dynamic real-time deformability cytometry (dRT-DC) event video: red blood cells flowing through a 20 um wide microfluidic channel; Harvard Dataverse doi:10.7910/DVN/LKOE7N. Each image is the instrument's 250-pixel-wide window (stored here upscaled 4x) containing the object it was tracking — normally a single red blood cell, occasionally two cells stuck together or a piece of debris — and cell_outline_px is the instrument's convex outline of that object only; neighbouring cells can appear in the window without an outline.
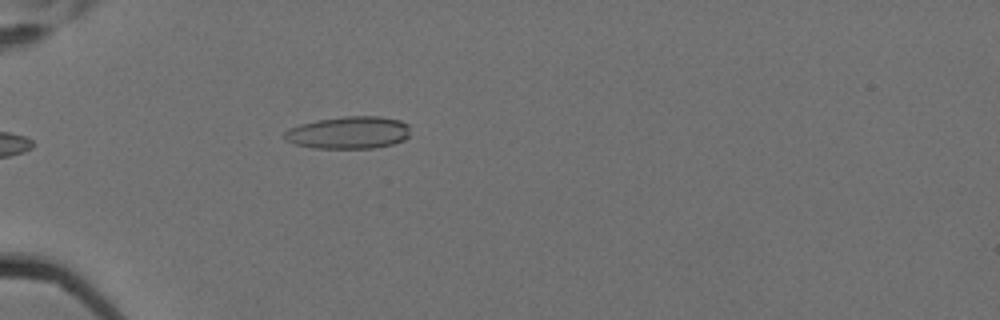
{"species": "Egyptian fruit bat (a non-hibernating species)", "species_latin": "Rousettus aegyptiacus", "temperature_condition": "cold", "stored_images_in_passage": 5, "camera_frame_rate_fps": 3000, "um_per_image_px": 0.085, "animal": {"sex": "female"}, "frame": {"image": 1, "passage_image": 5, "time_ms": 1.333, "image_size_px": [1000, 320], "cell_outline_px": [[408, 136], [404, 140], [392, 144], [372, 148], [312, 148], [296, 144], [288, 140], [284, 136], [284, 132], [288, 128], [300, 124], [316, 120], [344, 116], [380, 116], [400, 120], [408, 124]], "centroid_in_image_um": [29.63, 11.26], "position_along_channel_um": 55.4, "area_um2": 23.7}}